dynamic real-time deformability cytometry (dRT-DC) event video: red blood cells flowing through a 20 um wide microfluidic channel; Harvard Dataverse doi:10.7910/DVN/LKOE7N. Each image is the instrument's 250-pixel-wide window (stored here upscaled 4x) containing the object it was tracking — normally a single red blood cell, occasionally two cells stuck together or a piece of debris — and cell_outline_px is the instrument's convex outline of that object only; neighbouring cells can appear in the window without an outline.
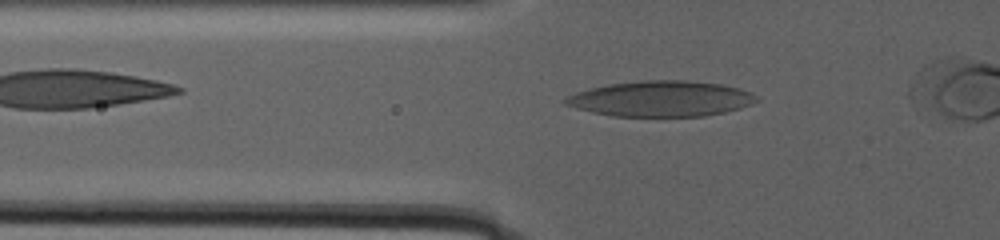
{"species": "human", "species_latin": "Homo sapiens", "temperature_condition": "warm", "stored_images_in_passage": 40, "camera_frame_rate_fps": 3000, "um_per_image_px": 0.085, "donor": {"sex": "male"}, "frame": {"image": 1, "passage_image": 16, "time_ms": 7.667, "image_size_px": [1000, 240], "cell_outline_px": [[760, 100], [752, 104], [740, 108], [724, 112], [704, 116], [612, 116], [592, 112], [576, 108], [564, 104], [560, 100], [576, 92], [608, 84], [644, 80], [688, 80], [720, 84], [740, 88], [752, 92]], "centroid_in_image_um": [56.19, 8.39], "position_along_channel_um": 69.6, "area_um2": 39.77}}
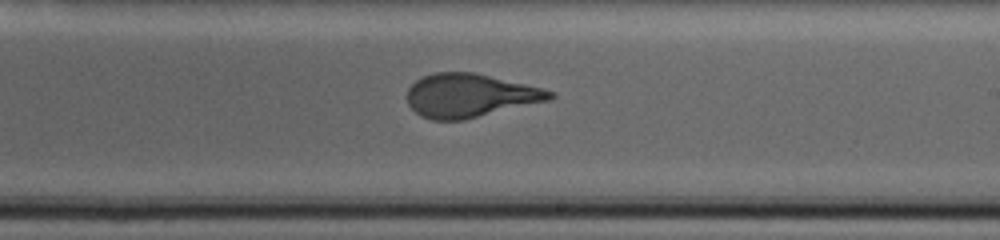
{"frame": {"image": 2, "passage_image": 27, "time_ms": 16.0, "image_size_px": [1000, 240], "cell_outline_px": [[556, 96], [552, 100], [464, 120], [432, 120], [420, 116], [408, 104], [408, 88], [416, 80], [424, 76], [436, 72], [476, 72], [544, 88], [556, 92]], "centroid_in_image_um": [40.0, 8.12], "position_along_channel_um": 249.0, "area_um2": 36.59}}
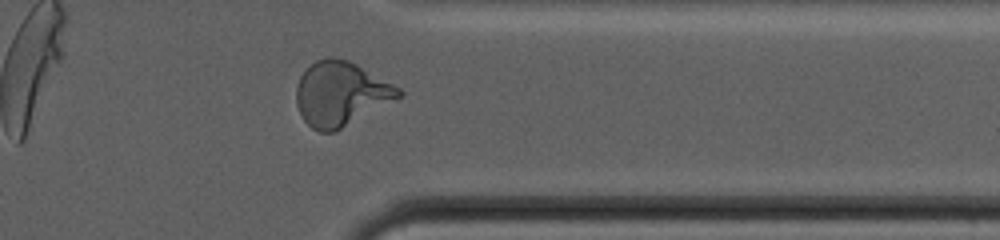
{"frame": {"image": 3, "passage_image": 35, "time_ms": 22.0, "image_size_px": [1000, 240], "cell_outline_px": [[404, 92], [400, 96], [336, 132], [320, 132], [312, 128], [304, 120], [296, 104], [296, 88], [300, 76], [316, 60], [328, 56], [332, 56], [348, 60], [356, 64], [400, 88]], "centroid_in_image_um": [28.93, 7.97], "position_along_channel_um": 382.5, "area_um2": 37.92}}